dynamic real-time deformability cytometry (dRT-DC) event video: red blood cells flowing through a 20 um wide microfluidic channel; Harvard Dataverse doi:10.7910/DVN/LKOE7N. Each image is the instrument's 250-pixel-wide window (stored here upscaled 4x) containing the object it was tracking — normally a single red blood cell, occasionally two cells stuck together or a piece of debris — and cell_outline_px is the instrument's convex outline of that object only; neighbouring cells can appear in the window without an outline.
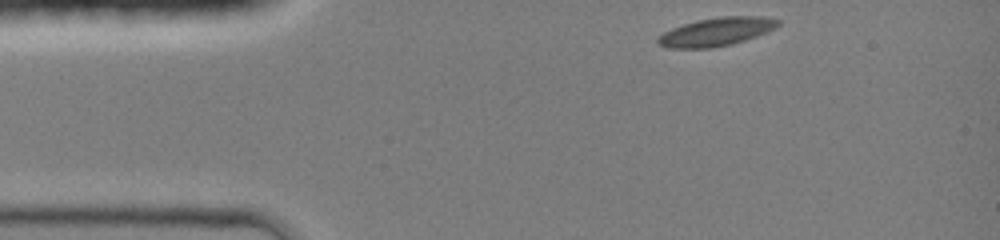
{"species": "common noctule bat (a hibernating species)", "species_latin": "Nyctalus noctula", "temperature_condition": "room temperature", "stored_images_in_passage": 35, "camera_frame_rate_fps": 3000, "um_per_image_px": 0.085, "animal": {"sex": "female", "body_mass_g": 19.0, "forearm_length_mm": 51.5}, "frame": {"image": 1, "passage_image": 1, "time_ms": 0.0, "image_size_px": [1000, 240], "cell_outline_px": [[780, 24], [776, 28], [768, 32], [732, 44], [712, 48], [668, 48], [656, 44], [656, 40], [664, 32], [672, 28], [696, 20], [720, 16], [764, 16], [780, 20]], "centroid_in_image_um": [60.9, 2.7], "position_along_channel_um": 24.1, "area_um2": 20.0}}
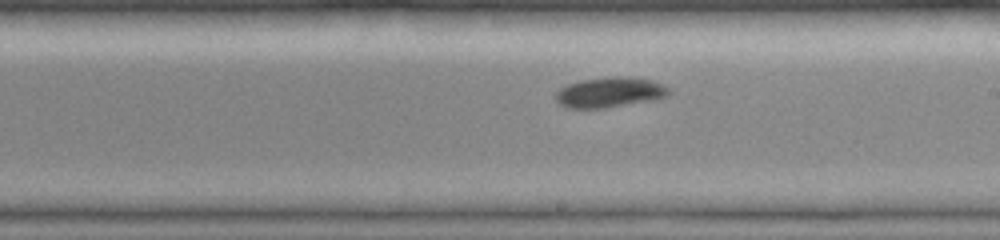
{"frame": {"image": 2, "passage_image": 20, "time_ms": 6.333, "image_size_px": [1000, 240], "cell_outline_px": [[672, 92], [668, 96], [656, 100], [608, 108], [568, 108], [560, 104], [556, 100], [556, 92], [560, 88], [568, 84], [580, 80], [612, 76], [628, 76], [652, 80], [664, 84], [672, 88]], "centroid_in_image_um": [51.91, 7.84], "position_along_channel_um": 237.1, "area_um2": 20.46}}
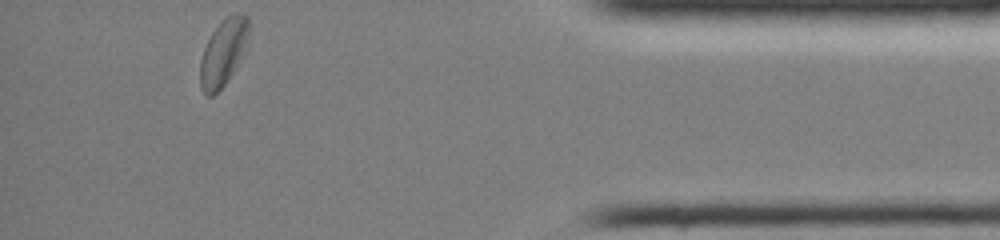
{"frame": {"image": 3, "passage_image": 35, "time_ms": 11.333, "image_size_px": [1000, 240], "cell_outline_px": [[248, 52], [224, 84], [212, 96], [204, 96], [200, 88], [200, 60], [204, 48], [212, 32], [220, 20], [224, 16], [236, 12], [244, 12], [248, 16]], "centroid_in_image_um": [19.01, 4.42], "position_along_channel_um": 416.2, "area_um2": 19.59}, "authors_computed_cell_mechanics": {"area_um2": 19.5942, "velocity_mm_per_s": 4.2516, "shape_relaxation_time_tau1_ms": 2.5378, "shape_relaxation_time_tau2_ms": null, "deformation_change_tau1": 0.0987, "deformation_change_tau2": null}}